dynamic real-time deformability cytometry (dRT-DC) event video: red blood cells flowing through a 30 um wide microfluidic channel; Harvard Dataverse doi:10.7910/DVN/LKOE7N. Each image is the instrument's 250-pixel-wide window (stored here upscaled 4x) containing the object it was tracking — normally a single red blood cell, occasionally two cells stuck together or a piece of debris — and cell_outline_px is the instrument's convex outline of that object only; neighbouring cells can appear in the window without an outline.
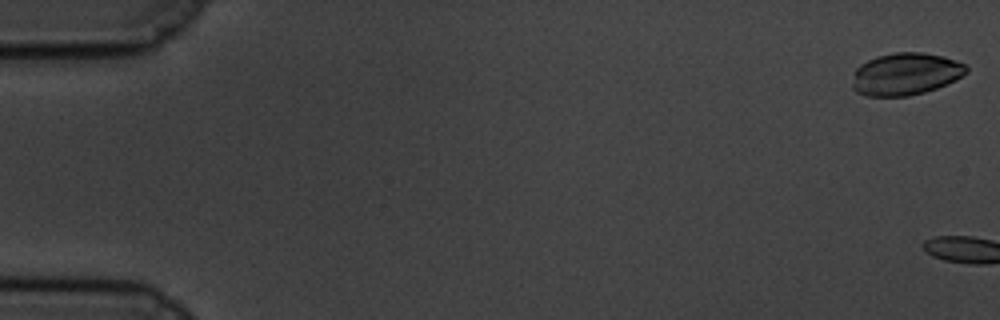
{"species": "common noctule bat (a hibernating species)", "species_latin": "Nyctalus noctula", "temperature_condition": "cold", "stored_images_in_passage": 4, "camera_frame_rate_fps": 3000, "um_per_image_px": 0.085, "animal": {"sex": "male", "body_mass_g": 19.5, "forearm_length_mm": 54.6}, "frame": {"image": 1, "passage_image": 1, "time_ms": 0.0, "image_size_px": [1000, 320], "cell_outline_px": [[968, 72], [956, 80], [936, 88], [924, 92], [908, 96], [868, 96], [856, 92], [852, 88], [852, 84], [856, 68], [860, 64], [876, 56], [896, 52], [924, 52], [944, 56], [956, 60], [964, 64], [968, 68]], "centroid_in_image_um": [76.98, 6.28], "position_along_channel_um": 8.0, "area_um2": 28.21}}